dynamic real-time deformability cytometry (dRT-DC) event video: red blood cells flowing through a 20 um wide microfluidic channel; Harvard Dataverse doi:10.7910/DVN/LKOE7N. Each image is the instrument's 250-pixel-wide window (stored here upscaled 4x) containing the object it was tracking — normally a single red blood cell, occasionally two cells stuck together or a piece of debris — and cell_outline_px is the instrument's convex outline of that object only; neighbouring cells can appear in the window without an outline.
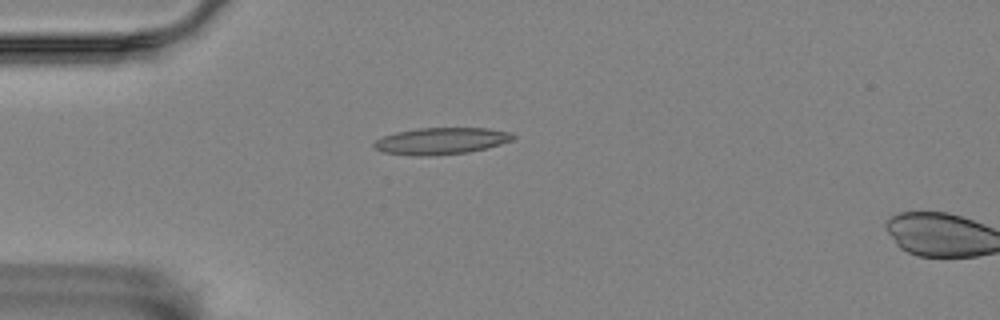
{"species": "Egyptian fruit bat (a non-hibernating species)", "species_latin": "Rousettus aegyptiacus", "temperature_condition": "room temperature", "stored_images_in_passage": 4, "camera_frame_rate_fps": 3000, "um_per_image_px": 0.085, "animal": {"sex": "female"}, "frame": {"image": 1, "passage_image": 3, "time_ms": 0.667, "image_size_px": [1000, 320], "cell_outline_px": [[516, 136], [512, 140], [488, 148], [468, 152], [432, 156], [412, 156], [380, 152], [372, 144], [376, 140], [384, 136], [396, 132], [416, 128], [488, 128], [512, 132]], "centroid_in_image_um": [37.5, 11.99], "position_along_channel_um": 47.5, "area_um2": 21.91}}